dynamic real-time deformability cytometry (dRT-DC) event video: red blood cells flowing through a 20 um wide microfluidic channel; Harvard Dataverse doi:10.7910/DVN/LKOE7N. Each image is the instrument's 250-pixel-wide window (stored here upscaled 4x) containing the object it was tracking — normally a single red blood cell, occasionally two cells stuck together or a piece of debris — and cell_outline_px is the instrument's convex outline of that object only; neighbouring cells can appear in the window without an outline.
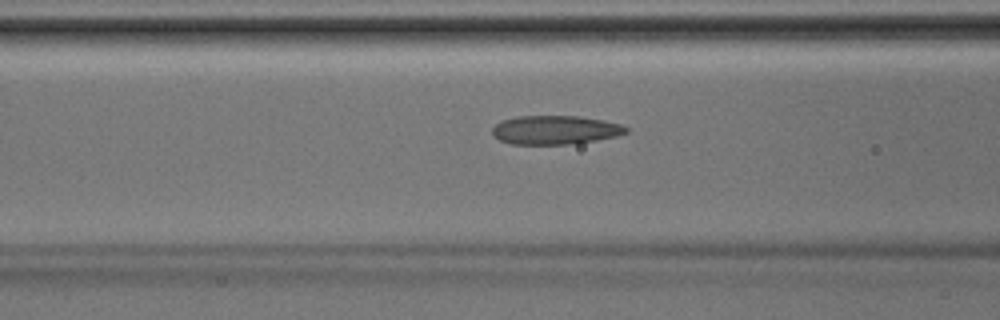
{"species": "Egyptian fruit bat (a non-hibernating species)", "species_latin": "Rousettus aegyptiacus", "temperature_condition": "room temperature", "stored_images_in_passage": 41, "camera_frame_rate_fps": 3000, "um_per_image_px": 0.085, "animal": {"sex": "male"}, "frame": {"image": 1, "passage_image": 16, "time_ms": 5.0, "image_size_px": [1000, 320], "cell_outline_px": [[628, 132], [616, 136], [596, 140], [568, 144], [512, 144], [500, 140], [492, 132], [492, 128], [500, 120], [516, 116], [576, 116], [604, 120], [620, 124], [628, 128]], "centroid_in_image_um": [47.18, 11.04], "position_along_channel_um": 119.4, "area_um2": 22.37}}
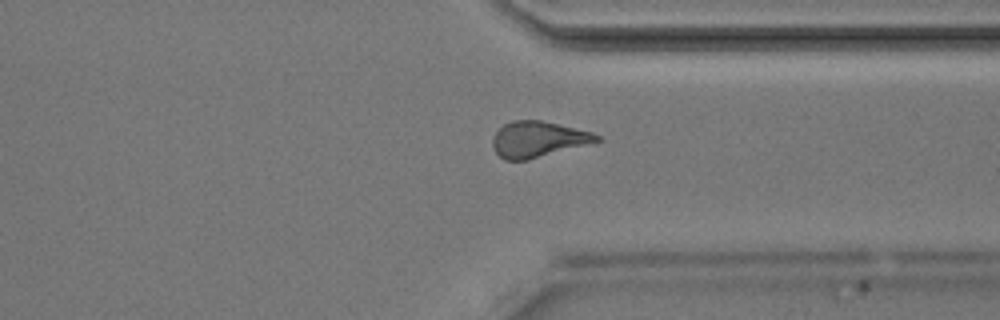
{"frame": {"image": 2, "passage_image": 31, "time_ms": 10.0, "image_size_px": [1000, 320], "cell_outline_px": [[600, 140], [528, 160], [504, 160], [496, 152], [492, 144], [492, 136], [504, 124], [512, 120], [540, 120], [592, 132], [600, 136]], "centroid_in_image_um": [45.67, 11.83], "position_along_channel_um": 365.7, "area_um2": 21.39}}
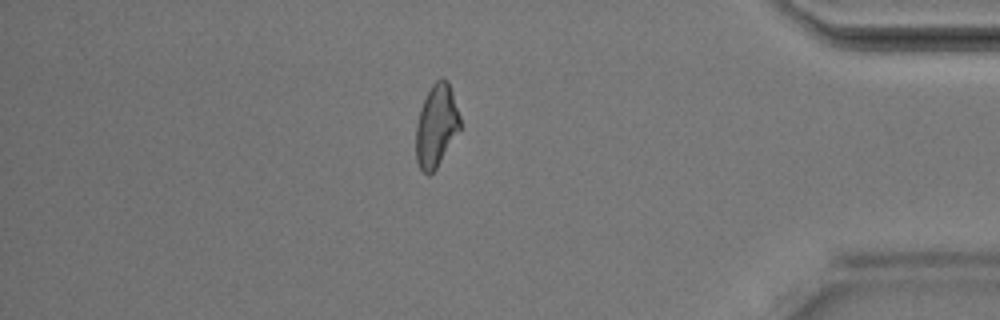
{"frame": {"image": 3, "passage_image": 35, "time_ms": 11.333, "image_size_px": [1000, 320], "cell_outline_px": [[460, 128], [436, 168], [428, 176], [420, 168], [416, 160], [416, 124], [420, 108], [432, 84], [440, 76], [448, 80], [460, 116]], "centroid_in_image_um": [37.07, 10.66], "position_along_channel_um": 398.1, "area_um2": 20.98}}